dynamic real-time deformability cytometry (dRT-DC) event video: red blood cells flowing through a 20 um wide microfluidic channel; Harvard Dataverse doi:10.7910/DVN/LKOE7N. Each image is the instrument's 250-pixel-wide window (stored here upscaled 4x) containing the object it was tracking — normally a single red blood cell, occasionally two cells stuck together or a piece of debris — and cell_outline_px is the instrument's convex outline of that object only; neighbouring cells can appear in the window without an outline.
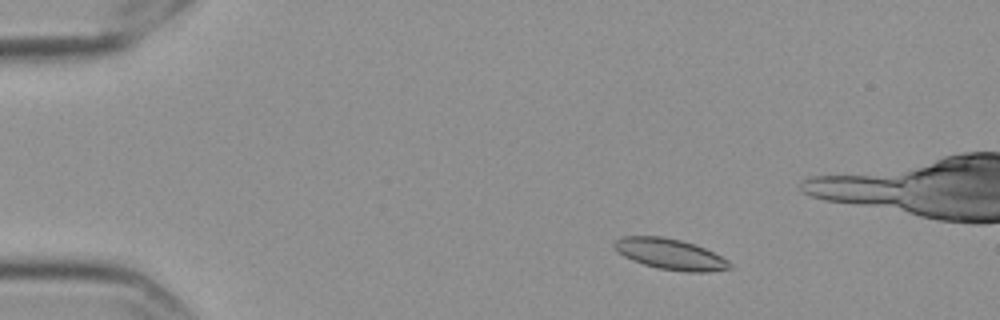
{"species": "Egyptian fruit bat (a non-hibernating species)", "species_latin": "Rousettus aegyptiacus", "temperature_condition": "cold", "stored_images_in_passage": 56, "camera_frame_rate_fps": 3000, "um_per_image_px": 0.085, "frame": {"image": 1, "passage_image": 7, "time_ms": 2.0, "image_size_px": [1000, 320], "cell_outline_px": [[732, 268], [708, 272], [684, 272], [660, 268], [644, 264], [632, 260], [616, 252], [612, 244], [616, 240], [624, 236], [660, 236], [680, 240], [704, 248], [728, 260], [732, 264]], "centroid_in_image_um": [56.95, 21.61], "position_along_channel_um": 28.1, "area_um2": 20.58}}
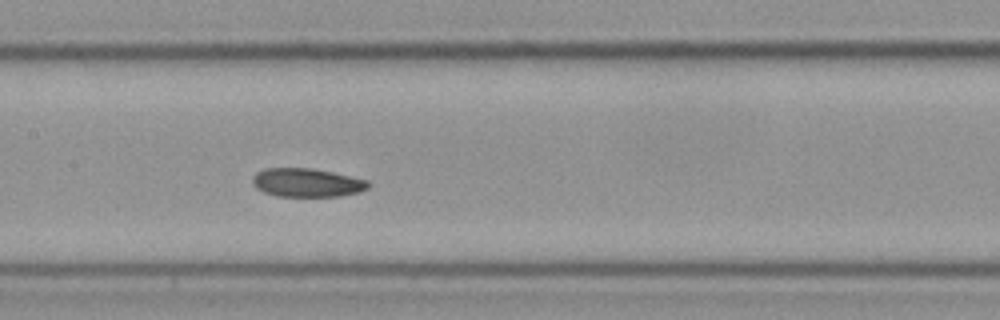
{"frame": {"image": 2, "passage_image": 26, "time_ms": 8.333, "image_size_px": [1000, 320], "cell_outline_px": [[372, 184], [368, 188], [360, 192], [340, 196], [276, 196], [264, 192], [256, 188], [252, 184], [252, 176], [256, 172], [264, 168], [312, 168], [352, 176], [368, 180]], "centroid_in_image_um": [26.09, 15.52], "position_along_channel_um": 181.3, "area_um2": 19.54}}
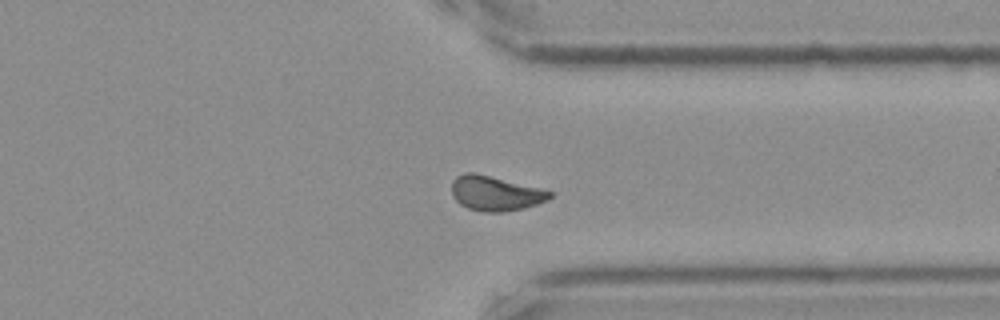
{"frame": {"image": 3, "passage_image": 42, "time_ms": 13.667, "image_size_px": [1000, 320], "cell_outline_px": [[552, 196], [548, 200], [524, 208], [500, 212], [484, 212], [468, 208], [460, 204], [452, 196], [452, 180], [456, 176], [464, 172], [476, 172], [544, 188], [552, 192]], "centroid_in_image_um": [42.11, 16.41], "position_along_channel_um": 369.3, "area_um2": 20.23}, "authors_computed_cell_mechanics": {"area_um2": 19.7387, "velocity_mm_per_s": 3.5272, "shape_relaxation_time_tau1_ms": null, "shape_relaxation_time_tau2_ms": 3.8451, "deformation_change_tau1": null, "deformation_change_tau2": 0.0703}}